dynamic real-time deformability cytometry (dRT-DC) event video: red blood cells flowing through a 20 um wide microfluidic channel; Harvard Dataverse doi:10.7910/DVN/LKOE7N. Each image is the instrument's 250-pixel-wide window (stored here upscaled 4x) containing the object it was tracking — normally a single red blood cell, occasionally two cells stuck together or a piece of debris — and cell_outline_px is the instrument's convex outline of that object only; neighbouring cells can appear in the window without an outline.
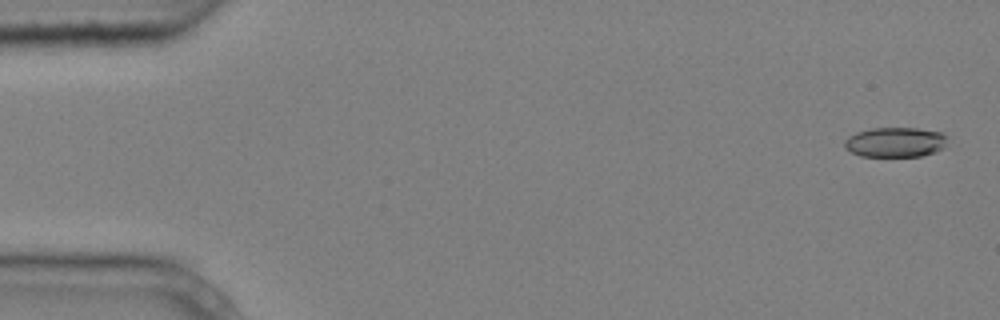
{"species": "common noctule bat (a hibernating species)", "species_latin": "Nyctalus noctula", "temperature_condition": "cold", "stored_images_in_passage": 5, "camera_frame_rate_fps": 3000, "um_per_image_px": 0.085, "animal": {"sex": "male", "body_mass_g": 20.4}, "frame": {"image": 1, "passage_image": 1, "time_ms": 0.0, "image_size_px": [1000, 320], "cell_outline_px": [[948, 136], [944, 148], [936, 152], [920, 156], [860, 156], [852, 152], [844, 144], [844, 140], [848, 136], [856, 132], [872, 128], [916, 128], [940, 132]], "centroid_in_image_um": [76.12, 12.08], "position_along_channel_um": 8.9, "area_um2": 17.92}}
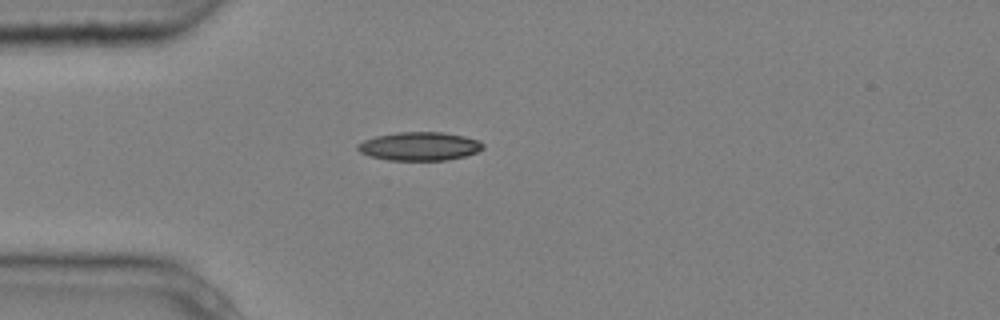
{"frame": {"image": 2, "passage_image": 5, "time_ms": 1.333, "image_size_px": [1000, 320], "cell_outline_px": [[484, 148], [476, 152], [464, 156], [448, 160], [388, 160], [372, 156], [360, 152], [356, 148], [356, 144], [364, 140], [376, 136], [396, 132], [444, 132], [464, 136], [480, 140], [484, 144]], "centroid_in_image_um": [35.67, 12.42], "position_along_channel_um": 49.3, "area_um2": 20.87}}